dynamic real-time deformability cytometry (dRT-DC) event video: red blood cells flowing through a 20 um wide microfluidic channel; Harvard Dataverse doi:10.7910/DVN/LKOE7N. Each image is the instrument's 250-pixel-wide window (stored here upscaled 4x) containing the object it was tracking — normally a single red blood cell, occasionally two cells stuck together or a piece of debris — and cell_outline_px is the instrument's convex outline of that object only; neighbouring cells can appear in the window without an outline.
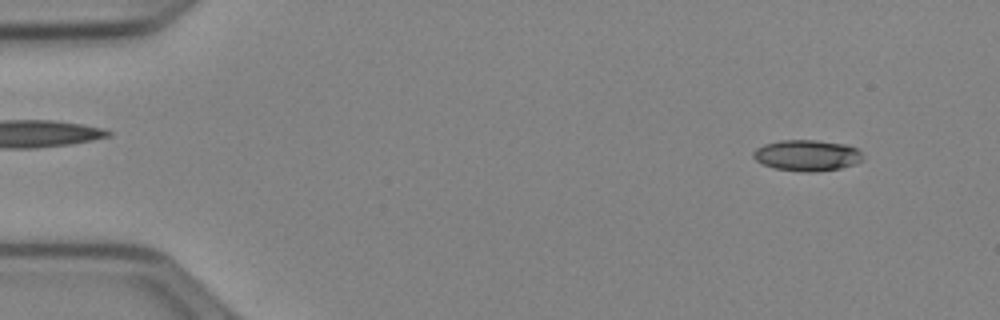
{"species": "Egyptian fruit bat (a non-hibernating species)", "species_latin": "Rousettus aegyptiacus", "temperature_condition": "cold", "stored_images_in_passage": 51, "camera_frame_rate_fps": 3000, "um_per_image_px": 0.085, "animal": {"sex": "female"}, "frame": {"image": 1, "passage_image": 4, "time_ms": 1.0, "image_size_px": [1000, 320], "cell_outline_px": [[864, 160], [840, 168], [812, 172], [804, 172], [776, 168], [764, 164], [756, 160], [752, 156], [752, 152], [756, 148], [764, 144], [780, 140], [816, 140], [844, 144], [856, 148], [860, 152]], "centroid_in_image_um": [68.57, 13.2], "position_along_channel_um": 16.4, "area_um2": 19.65}}
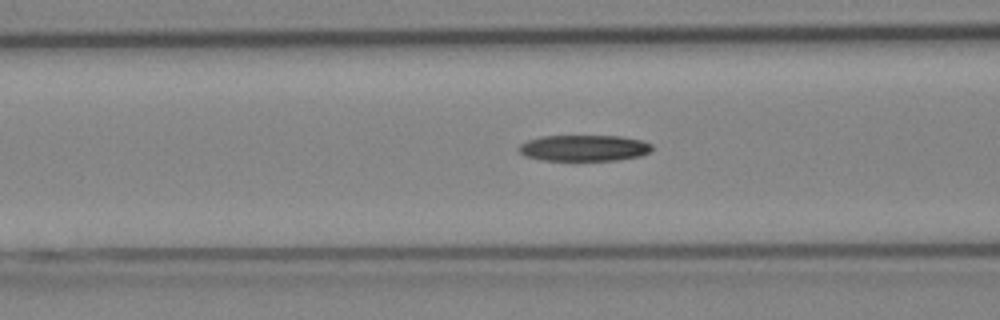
{"frame": {"image": 2, "passage_image": 20, "time_ms": 6.333, "image_size_px": [1000, 320], "cell_outline_px": [[652, 148], [648, 152], [640, 156], [616, 160], [544, 160], [524, 156], [520, 152], [520, 144], [528, 140], [540, 136], [620, 136], [640, 140], [652, 144]], "centroid_in_image_um": [49.63, 12.58], "position_along_channel_um": 117.0, "area_um2": 20.11}}
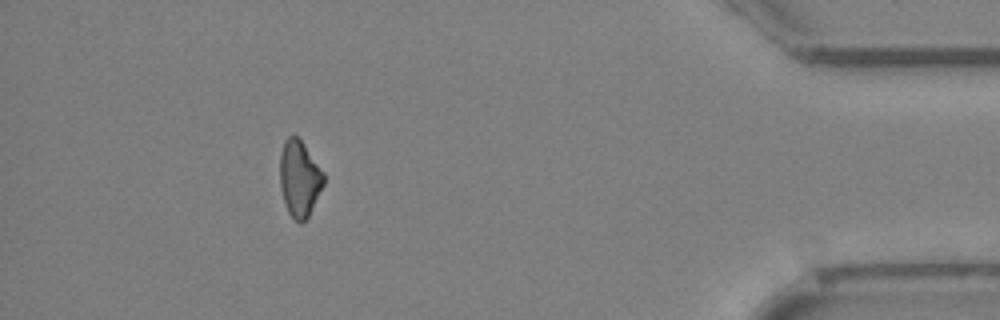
{"frame": {"image": 3, "passage_image": 46, "time_ms": 15.0, "image_size_px": [1000, 320], "cell_outline_px": [[324, 184], [308, 216], [300, 224], [288, 212], [280, 188], [280, 152], [284, 140], [288, 136], [296, 136], [304, 144], [324, 172]], "centroid_in_image_um": [25.44, 15.15], "position_along_channel_um": 409.8, "area_um2": 19.31}, "authors_computed_cell_mechanics": {"area_um2": 20.3456, "velocity_mm_per_s": 3.9752, "shape_relaxation_time_tau1_ms": 7.149, "shape_relaxation_time_tau2_ms": null, "deformation_change_tau1": 0.1662, "deformation_change_tau2": null}}